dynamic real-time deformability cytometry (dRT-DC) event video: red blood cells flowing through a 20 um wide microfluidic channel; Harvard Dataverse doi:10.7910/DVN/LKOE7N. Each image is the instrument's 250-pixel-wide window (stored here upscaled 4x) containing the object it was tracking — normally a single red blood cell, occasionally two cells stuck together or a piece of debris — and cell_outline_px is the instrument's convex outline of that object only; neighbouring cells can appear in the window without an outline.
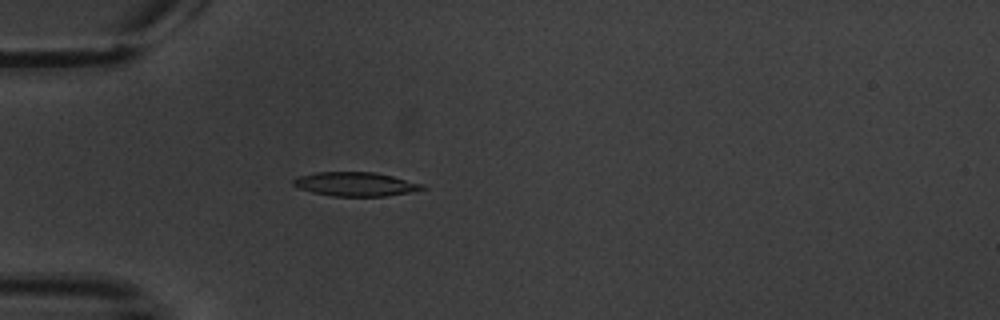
{"species": "common noctule bat (a hibernating species)", "species_latin": "Nyctalus noctula", "temperature_condition": "warm", "stored_images_in_passage": 3, "camera_frame_rate_fps": 3000, "um_per_image_px": 0.085, "animal": {"sex": "male", "body_mass_g": 20.1, "forearm_length_mm": 53.5}, "frame": {"image": 1, "passage_image": 3, "time_ms": 2.333, "image_size_px": [1000, 320], "cell_outline_px": [[428, 188], [408, 192], [384, 196], [332, 196], [312, 192], [300, 188], [292, 184], [292, 180], [300, 176], [316, 172], [372, 172], [392, 176], [424, 184]], "centroid_in_image_um": [30.22, 15.65], "position_along_channel_um": 54.8, "area_um2": 17.86}}